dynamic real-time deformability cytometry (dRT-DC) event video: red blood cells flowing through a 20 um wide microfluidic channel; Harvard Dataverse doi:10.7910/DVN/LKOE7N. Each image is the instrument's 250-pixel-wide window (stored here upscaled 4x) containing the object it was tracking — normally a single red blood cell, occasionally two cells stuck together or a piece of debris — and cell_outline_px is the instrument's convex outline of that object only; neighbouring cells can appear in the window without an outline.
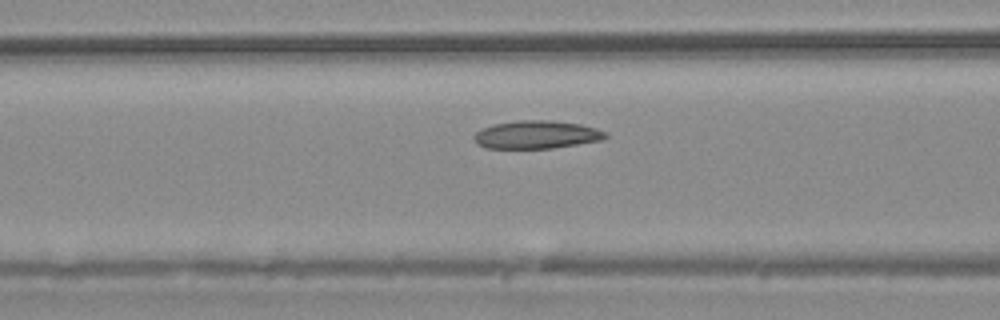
{"species": "common noctule bat (a hibernating species)", "species_latin": "Nyctalus noctula", "temperature_condition": "warm", "stored_images_in_passage": 48, "camera_frame_rate_fps": 3000, "um_per_image_px": 0.085, "animal": {"sex": "male", "body_mass_g": 20.4}, "frame": {"image": 1, "passage_image": 15, "time_ms": 4.667, "image_size_px": [1000, 320], "cell_outline_px": [[608, 136], [604, 140], [552, 148], [484, 148], [476, 144], [472, 136], [476, 132], [492, 124], [520, 120], [552, 120], [580, 124], [596, 128], [608, 132]], "centroid_in_image_um": [45.62, 11.44], "position_along_channel_um": 121.0, "area_um2": 21.68}}
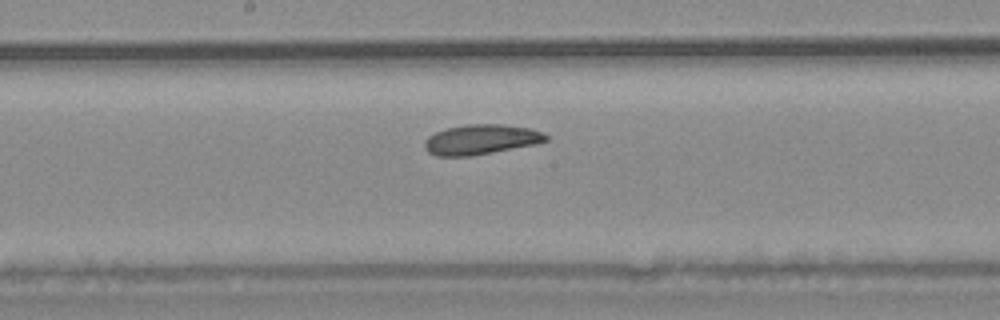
{"frame": {"image": 2, "passage_image": 22, "time_ms": 7.0, "image_size_px": [1000, 320], "cell_outline_px": [[548, 140], [536, 144], [472, 156], [436, 156], [428, 152], [424, 148], [424, 140], [428, 136], [436, 132], [448, 128], [464, 124], [504, 124], [528, 128], [544, 132], [548, 136]], "centroid_in_image_um": [40.88, 11.86], "position_along_channel_um": 207.3, "area_um2": 21.33}}
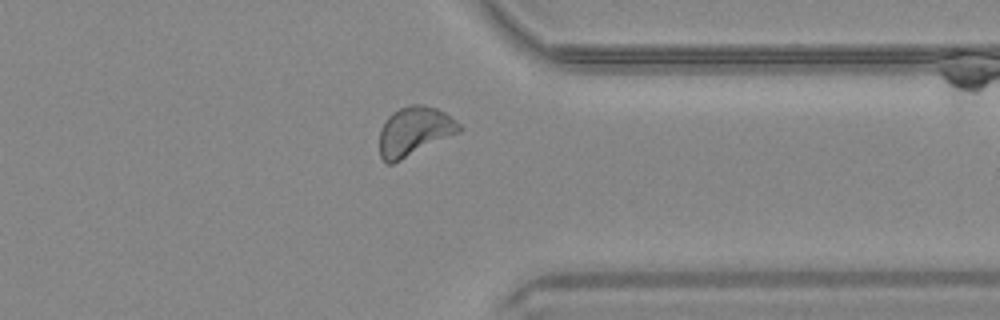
{"frame": {"image": 3, "passage_image": 36, "time_ms": 11.667, "image_size_px": [1000, 320], "cell_outline_px": [[464, 128], [460, 132], [392, 164], [388, 164], [380, 156], [380, 132], [388, 116], [392, 112], [408, 104], [424, 104], [436, 108], [444, 112], [456, 120]], "centroid_in_image_um": [35.24, 11.14], "position_along_channel_um": 376.2, "area_um2": 22.72}, "authors_computed_cell_mechanics": {"area_um2": 21.7617, "velocity_mm_per_s": 3.6947, "shape_relaxation_time_tau1_ms": null, "shape_relaxation_time_tau2_ms": 4.801, "deformation_change_tau1": null, "deformation_change_tau2": 0.0873}}